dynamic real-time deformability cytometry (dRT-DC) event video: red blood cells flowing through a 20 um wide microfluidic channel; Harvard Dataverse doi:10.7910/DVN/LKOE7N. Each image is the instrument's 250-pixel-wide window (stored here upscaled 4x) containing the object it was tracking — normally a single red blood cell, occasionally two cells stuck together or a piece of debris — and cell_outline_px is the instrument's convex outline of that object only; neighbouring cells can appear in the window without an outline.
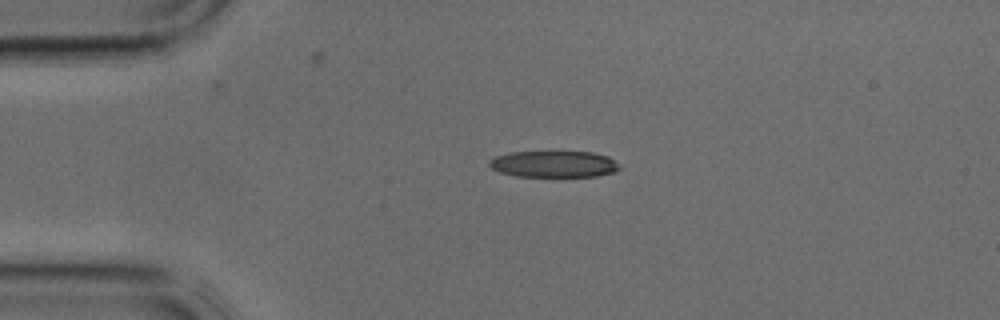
{"species": "common noctule bat (a hibernating species)", "species_latin": "Nyctalus noctula", "temperature_condition": "cold", "stored_images_in_passage": 32, "camera_frame_rate_fps": 3000, "um_per_image_px": 0.085, "animal": {"sex": "male", "body_mass_g": 17.9, "forearm_length_mm": 54.2}, "frame": {"image": 1, "passage_image": 1, "time_ms": 0.0, "image_size_px": [1000, 320], "cell_outline_px": [[620, 168], [616, 172], [596, 176], [516, 176], [500, 172], [492, 168], [488, 164], [488, 160], [496, 156], [512, 152], [592, 152], [608, 156]], "centroid_in_image_um": [47.06, 13.95], "position_along_channel_um": 37.9, "area_um2": 19.88}}
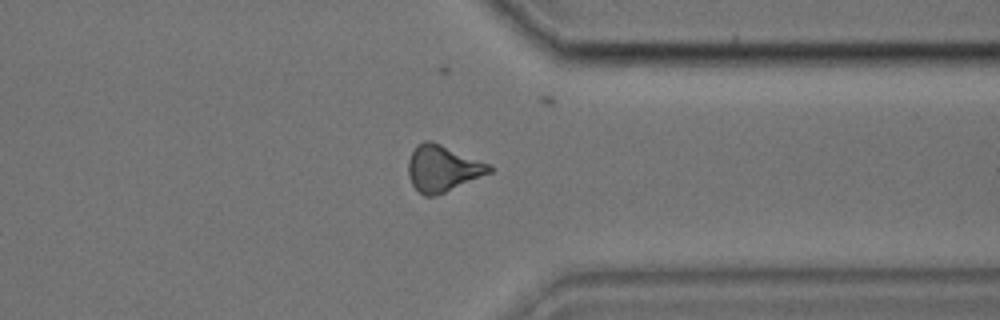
{"frame": {"image": 2, "passage_image": 23, "time_ms": 7.333, "image_size_px": [1000, 320], "cell_outline_px": [[492, 172], [436, 196], [424, 196], [412, 184], [408, 176], [408, 160], [416, 144], [424, 140], [432, 140], [492, 164]], "centroid_in_image_um": [37.63, 14.29], "position_along_channel_um": 373.8, "area_um2": 22.14}}
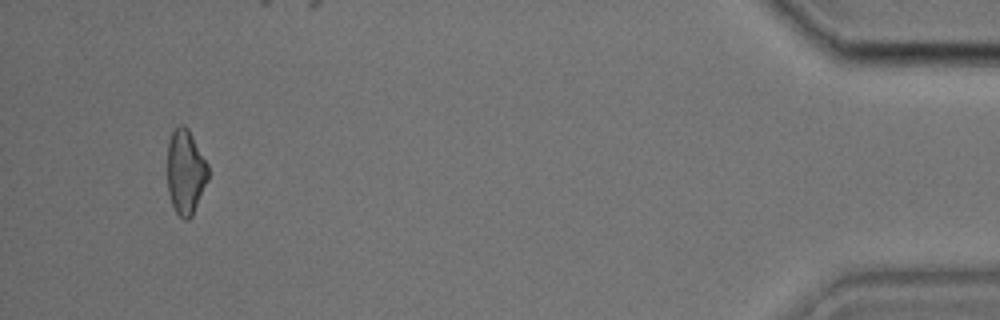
{"frame": {"image": 3, "passage_image": 30, "time_ms": 9.667, "image_size_px": [1000, 320], "cell_outline_px": [[208, 180], [192, 216], [188, 220], [184, 220], [176, 212], [172, 204], [168, 192], [168, 144], [172, 132], [180, 124], [184, 124], [188, 128], [208, 164]], "centroid_in_image_um": [15.78, 14.62], "position_along_channel_um": 419.4, "area_um2": 20.06}}